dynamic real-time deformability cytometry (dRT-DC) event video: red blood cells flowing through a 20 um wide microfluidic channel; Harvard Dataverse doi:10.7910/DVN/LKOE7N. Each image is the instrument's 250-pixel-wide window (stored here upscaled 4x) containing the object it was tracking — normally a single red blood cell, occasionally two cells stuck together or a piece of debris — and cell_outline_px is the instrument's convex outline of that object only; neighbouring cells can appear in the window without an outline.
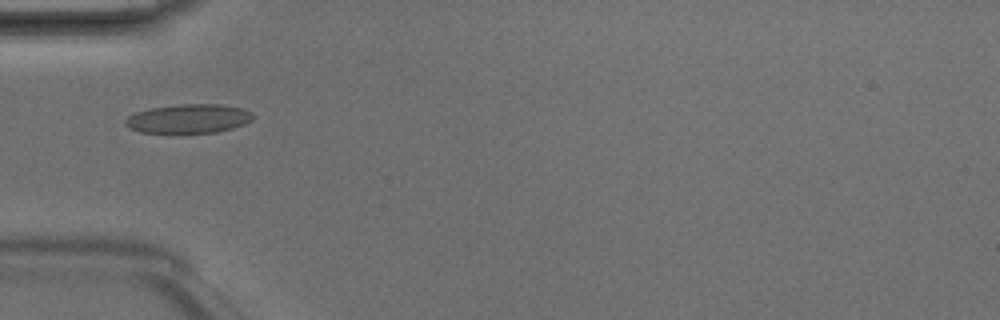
{"species": "Egyptian fruit bat (a non-hibernating species)", "species_latin": "Rousettus aegyptiacus", "temperature_condition": "room temperature", "stored_images_in_passage": 7, "camera_frame_rate_fps": 3000, "um_per_image_px": 0.085, "animal": {"sex": "male"}, "frame": {"image": 1, "passage_image": 5, "time_ms": 1.333, "image_size_px": [1000, 320], "cell_outline_px": [[252, 120], [244, 124], [232, 128], [216, 132], [140, 132], [128, 128], [124, 124], [124, 120], [128, 116], [136, 112], [152, 108], [180, 104], [220, 104], [240, 108], [252, 112]], "centroid_in_image_um": [16.01, 10.08], "position_along_channel_um": 69.0, "area_um2": 21.33}}